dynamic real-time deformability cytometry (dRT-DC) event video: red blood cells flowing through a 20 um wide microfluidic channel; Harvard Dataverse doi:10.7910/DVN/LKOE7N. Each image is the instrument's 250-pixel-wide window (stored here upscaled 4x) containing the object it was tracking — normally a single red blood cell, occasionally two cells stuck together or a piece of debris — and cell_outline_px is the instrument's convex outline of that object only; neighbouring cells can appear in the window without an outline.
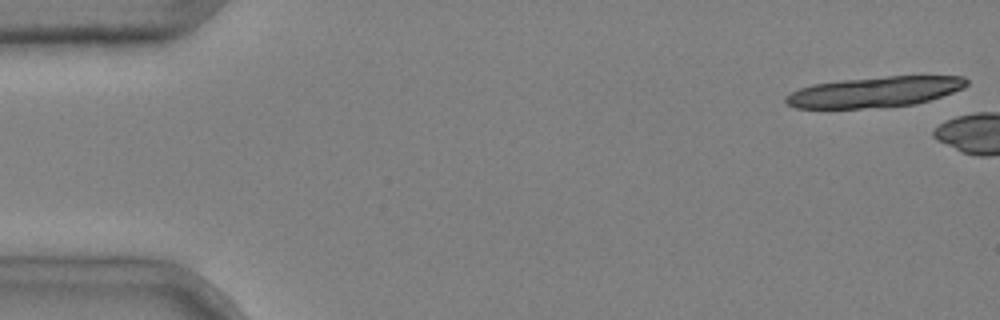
{"species": "common noctule bat (a hibernating species)", "species_latin": "Nyctalus noctula", "temperature_condition": "cold", "stored_images_in_passage": 2, "camera_frame_rate_fps": 3000, "um_per_image_px": 0.085, "animal": {"sex": "male", "body_mass_g": 20.4}, "frame": {"image": 1, "passage_image": 1, "time_ms": 0.0, "image_size_px": [1000, 320], "cell_outline_px": [[968, 84], [964, 88], [916, 104], [884, 108], [796, 108], [788, 104], [784, 100], [784, 96], [800, 88], [812, 84], [844, 80], [888, 76], [964, 76], [968, 80]], "centroid_in_image_um": [74.35, 7.82], "position_along_channel_um": 10.6, "area_um2": 32.19}}